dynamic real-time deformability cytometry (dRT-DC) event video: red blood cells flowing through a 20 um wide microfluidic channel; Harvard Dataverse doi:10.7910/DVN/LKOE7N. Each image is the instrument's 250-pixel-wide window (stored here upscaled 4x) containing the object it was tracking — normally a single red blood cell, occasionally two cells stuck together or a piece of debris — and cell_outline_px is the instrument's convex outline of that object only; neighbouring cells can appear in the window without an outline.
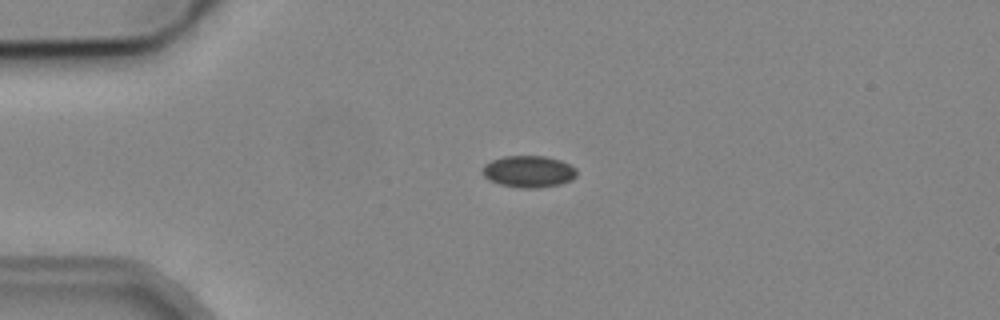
{"species": "common noctule bat (a hibernating species)", "species_latin": "Nyctalus noctula", "temperature_condition": "cold", "stored_images_in_passage": 5, "camera_frame_rate_fps": 3000, "um_per_image_px": 0.085, "animal": {"sex": "male", "body_mass_g": 19.2, "forearm_length_mm": 51.8}, "frame": {"image": 1, "passage_image": 3, "time_ms": 3.0, "image_size_px": [1000, 320], "cell_outline_px": [[576, 176], [572, 180], [560, 184], [536, 188], [520, 188], [500, 184], [488, 180], [480, 172], [480, 168], [484, 164], [492, 160], [504, 156], [544, 156], [560, 160], [576, 168]], "centroid_in_image_um": [44.89, 14.58], "position_along_channel_um": 40.1, "area_um2": 17.57}}